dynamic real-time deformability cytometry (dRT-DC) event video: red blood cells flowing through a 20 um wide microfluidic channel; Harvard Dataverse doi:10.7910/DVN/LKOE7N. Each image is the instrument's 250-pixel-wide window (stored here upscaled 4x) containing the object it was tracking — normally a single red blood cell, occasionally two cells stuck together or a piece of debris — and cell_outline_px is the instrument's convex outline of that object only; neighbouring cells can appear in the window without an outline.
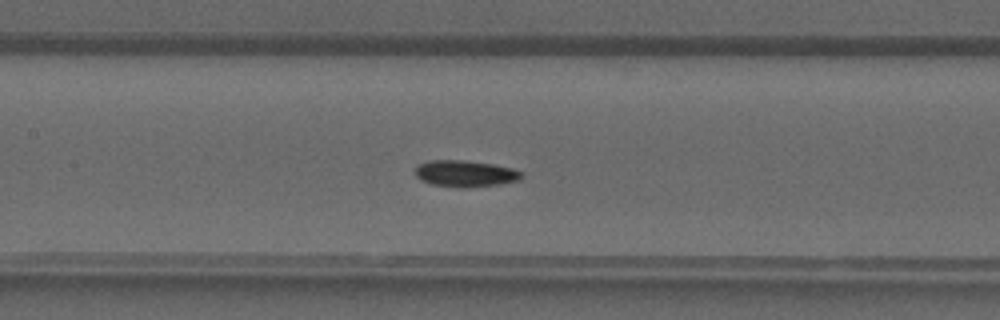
{"species": "common noctule bat (a hibernating species)", "species_latin": "Nyctalus noctula", "temperature_condition": "warm", "stored_images_in_passage": 39, "camera_frame_rate_fps": 3000, "um_per_image_px": 0.085, "animal": {"sex": "male", "forearm_length_mm": 52.5}, "frame": {"image": 1, "passage_image": 18, "time_ms": 5.667, "image_size_px": [1000, 320], "cell_outline_px": [[524, 176], [516, 180], [500, 184], [464, 188], [460, 188], [432, 184], [420, 180], [416, 176], [416, 168], [420, 164], [428, 160], [464, 160], [492, 164], [512, 168], [524, 172]], "centroid_in_image_um": [39.55, 14.75], "position_along_channel_um": 167.8, "area_um2": 16.42}}
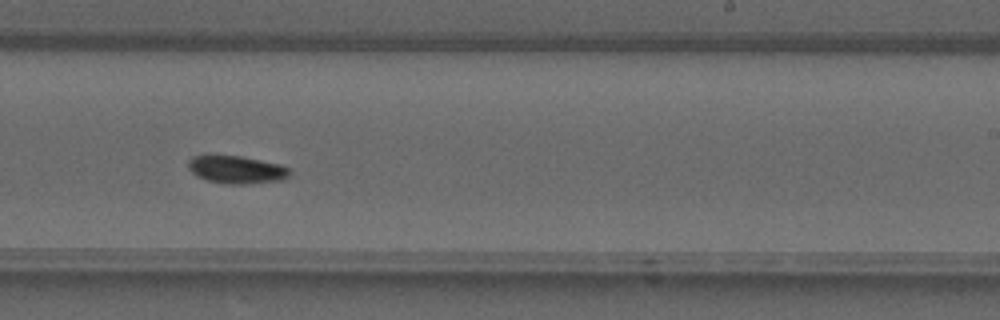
{"frame": {"image": 2, "passage_image": 24, "time_ms": 7.667, "image_size_px": [1000, 320], "cell_outline_px": [[292, 172], [284, 180], [244, 184], [224, 184], [208, 180], [196, 176], [188, 168], [188, 160], [192, 156], [240, 156], [280, 164], [288, 168]], "centroid_in_image_um": [20.12, 14.43], "position_along_channel_um": 268.9, "area_um2": 16.36}}
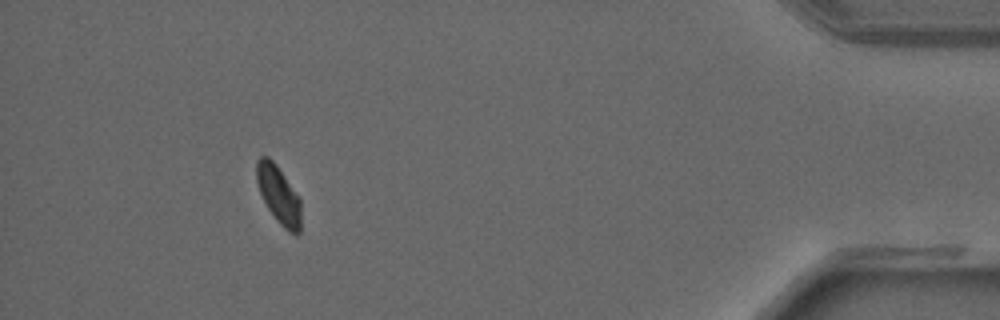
{"frame": {"image": 3, "passage_image": 36, "time_ms": 11.667, "image_size_px": [1000, 320], "cell_outline_px": [[300, 232], [296, 236], [288, 232], [276, 220], [268, 208], [260, 192], [256, 180], [256, 160], [260, 156], [268, 156], [276, 164], [300, 196]], "centroid_in_image_um": [23.69, 16.55], "position_along_channel_um": 411.5, "area_um2": 15.14}}